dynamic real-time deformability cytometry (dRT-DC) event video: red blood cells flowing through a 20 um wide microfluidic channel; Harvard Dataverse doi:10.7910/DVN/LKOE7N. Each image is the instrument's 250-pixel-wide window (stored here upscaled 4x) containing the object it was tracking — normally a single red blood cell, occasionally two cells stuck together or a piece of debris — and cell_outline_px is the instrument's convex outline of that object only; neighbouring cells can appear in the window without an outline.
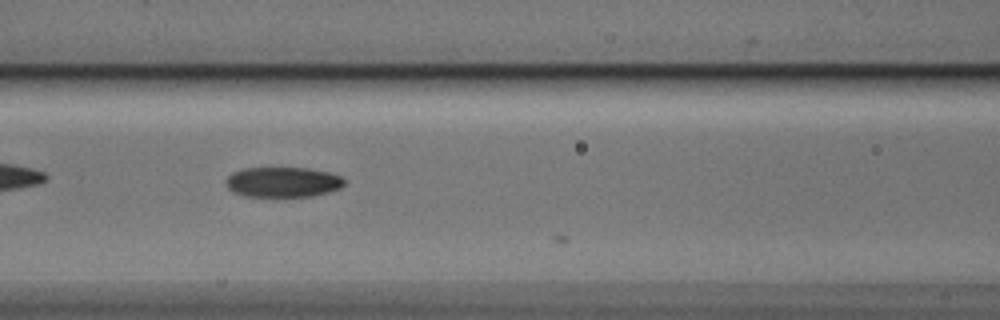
{"species": "Egyptian fruit bat (a non-hibernating species)", "species_latin": "Rousettus aegyptiacus", "temperature_condition": "cold", "stored_images_in_passage": 13, "camera_frame_rate_fps": 3000, "um_per_image_px": 0.085, "animal": {"sex": "male"}, "frame": {"image": 1, "passage_image": 7, "time_ms": 2.0, "image_size_px": [1000, 320], "cell_outline_px": [[344, 184], [340, 188], [328, 192], [312, 196], [244, 196], [232, 192], [224, 184], [224, 180], [232, 172], [244, 168], [308, 168], [328, 172], [340, 176], [344, 180]], "centroid_in_image_um": [23.99, 15.47], "position_along_channel_um": 142.6, "area_um2": 20.87}}
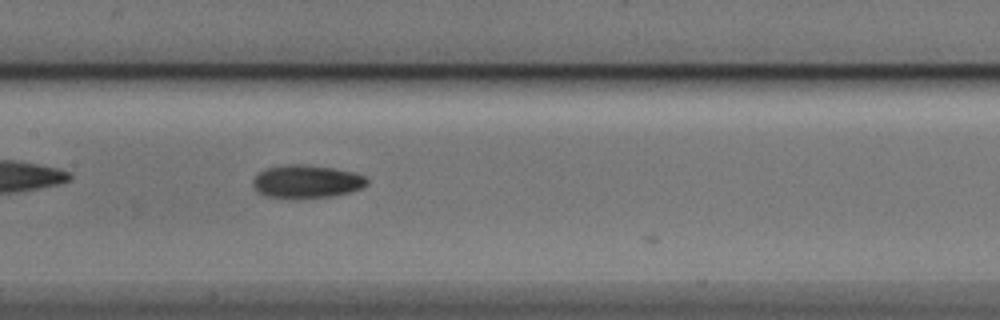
{"frame": {"image": 2, "passage_image": 10, "time_ms": 3.0, "image_size_px": [1000, 320], "cell_outline_px": [[368, 184], [364, 188], [352, 192], [332, 196], [292, 200], [264, 196], [256, 192], [252, 184], [252, 180], [260, 172], [268, 168], [284, 164], [304, 164], [332, 168], [352, 172], [364, 176], [368, 180]], "centroid_in_image_um": [26.04, 15.46], "position_along_channel_um": 181.4, "area_um2": 22.54}}